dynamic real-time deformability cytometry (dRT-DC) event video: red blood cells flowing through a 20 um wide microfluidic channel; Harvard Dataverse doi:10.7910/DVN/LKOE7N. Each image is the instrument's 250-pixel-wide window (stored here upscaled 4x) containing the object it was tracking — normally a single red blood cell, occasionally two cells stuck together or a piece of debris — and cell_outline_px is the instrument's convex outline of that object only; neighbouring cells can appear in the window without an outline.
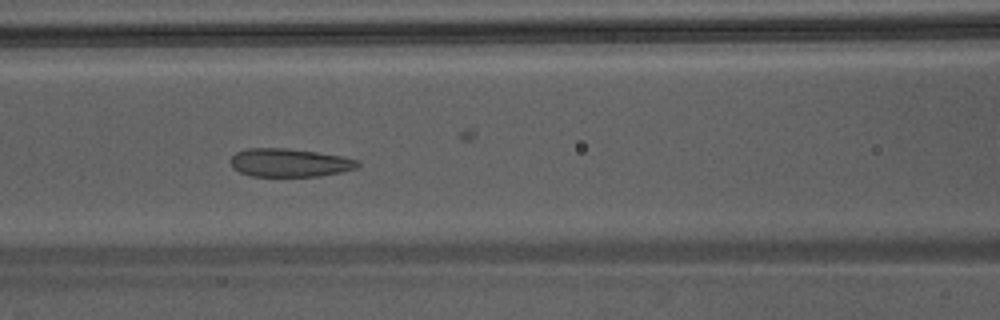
{"species": "Egyptian fruit bat (a non-hibernating species)", "species_latin": "Rousettus aegyptiacus", "temperature_condition": "warm", "stored_images_in_passage": 33, "camera_frame_rate_fps": 3000, "um_per_image_px": 0.085, "animal": {"sex": "male"}, "frame": {"image": 1, "passage_image": 6, "time_ms": 1.667, "image_size_px": [1000, 320], "cell_outline_px": [[360, 164], [356, 168], [340, 172], [320, 176], [252, 176], [240, 172], [232, 168], [228, 160], [236, 152], [248, 148], [284, 148], [316, 152], [340, 156], [360, 160]], "centroid_in_image_um": [24.58, 13.83], "position_along_channel_um": 142.0, "area_um2": 20.98}}
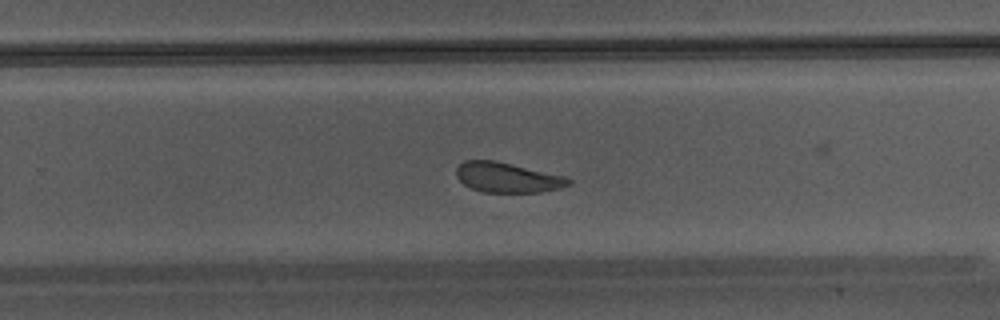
{"frame": {"image": 2, "passage_image": 16, "time_ms": 5.0, "image_size_px": [1000, 320], "cell_outline_px": [[572, 184], [560, 188], [540, 192], [484, 192], [472, 188], [464, 184], [456, 176], [456, 168], [464, 160], [496, 160], [568, 176], [572, 180]], "centroid_in_image_um": [43.18, 15.07], "position_along_channel_um": 286.6, "area_um2": 19.88}}
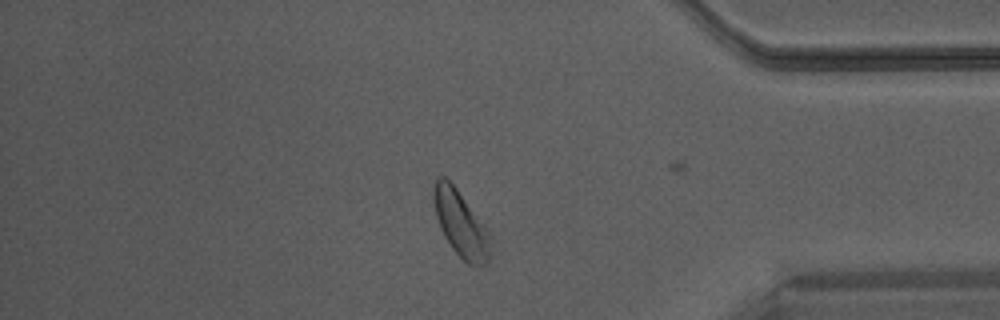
{"frame": {"image": 3, "passage_image": 25, "time_ms": 8.0, "image_size_px": [1000, 320], "cell_outline_px": [[492, 240], [488, 260], [484, 264], [468, 264], [452, 248], [444, 236], [440, 228], [436, 216], [432, 200], [432, 188], [436, 176], [444, 176], [456, 188], [492, 236]], "centroid_in_image_um": [39.13, 18.99], "position_along_channel_um": 396.1, "area_um2": 21.68}}